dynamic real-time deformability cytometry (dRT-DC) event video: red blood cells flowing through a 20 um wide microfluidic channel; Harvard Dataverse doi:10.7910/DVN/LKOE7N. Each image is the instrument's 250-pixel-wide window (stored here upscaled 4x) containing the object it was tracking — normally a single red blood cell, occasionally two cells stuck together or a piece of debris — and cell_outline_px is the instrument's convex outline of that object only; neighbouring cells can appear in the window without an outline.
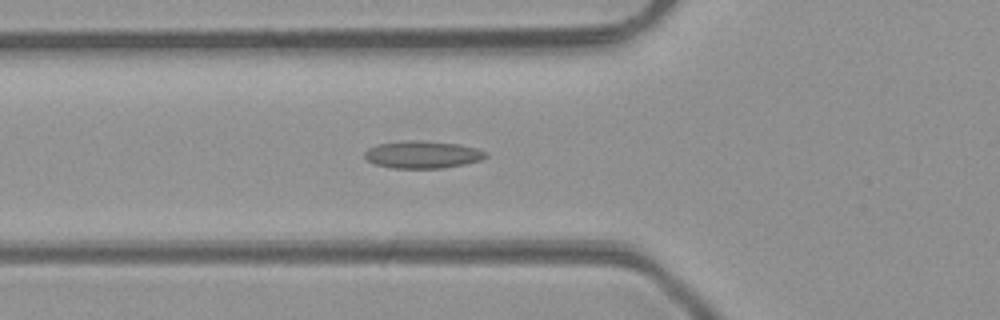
{"species": "common noctule bat (a hibernating species)", "species_latin": "Nyctalus noctula", "temperature_condition": "room temperature", "stored_images_in_passage": 41, "camera_frame_rate_fps": 3000, "um_per_image_px": 0.085, "animal": {"sex": "male", "body_mass_g": 23.1, "forearm_length_mm": 52.7}, "frame": {"image": 1, "passage_image": 10, "time_ms": 3.0, "image_size_px": [1000, 320], "cell_outline_px": [[488, 156], [480, 160], [464, 164], [444, 168], [392, 168], [376, 164], [368, 160], [364, 156], [364, 152], [368, 148], [376, 144], [404, 140], [416, 140], [460, 144], [476, 148], [488, 152]], "centroid_in_image_um": [35.92, 13.13], "position_along_channel_um": 89.9, "area_um2": 19.42}}
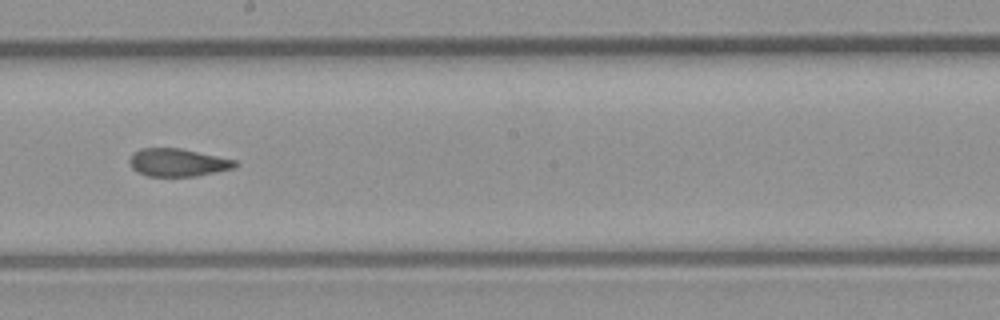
{"frame": {"image": 2, "passage_image": 20, "time_ms": 6.333, "image_size_px": [1000, 320], "cell_outline_px": [[240, 164], [236, 168], [196, 176], [148, 176], [136, 172], [132, 168], [128, 160], [132, 152], [140, 148], [180, 148], [236, 160]], "centroid_in_image_um": [15.1, 13.81], "position_along_channel_um": 233.1, "area_um2": 17.34}}
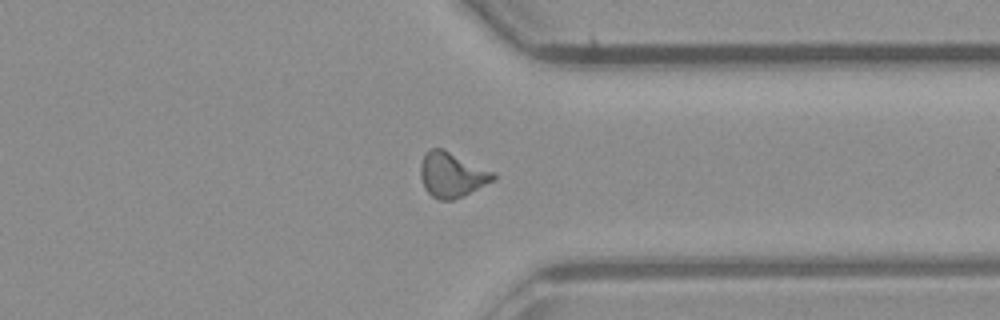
{"frame": {"image": 3, "passage_image": 30, "time_ms": 9.667, "image_size_px": [1000, 320], "cell_outline_px": [[496, 180], [464, 196], [452, 200], [440, 200], [432, 196], [424, 188], [420, 176], [420, 164], [424, 156], [432, 148], [440, 148], [496, 172]], "centroid_in_image_um": [38.44, 14.88], "position_along_channel_um": 373.0, "area_um2": 19.07}, "authors_computed_cell_mechanics": {"area_um2": 17.8602, "velocity_mm_per_s": 4.2578, "shape_relaxation_time_tau1_ms": null, "shape_relaxation_time_tau2_ms": 2.0564, "deformation_change_tau1": null, "deformation_change_tau2": 0.1008}}